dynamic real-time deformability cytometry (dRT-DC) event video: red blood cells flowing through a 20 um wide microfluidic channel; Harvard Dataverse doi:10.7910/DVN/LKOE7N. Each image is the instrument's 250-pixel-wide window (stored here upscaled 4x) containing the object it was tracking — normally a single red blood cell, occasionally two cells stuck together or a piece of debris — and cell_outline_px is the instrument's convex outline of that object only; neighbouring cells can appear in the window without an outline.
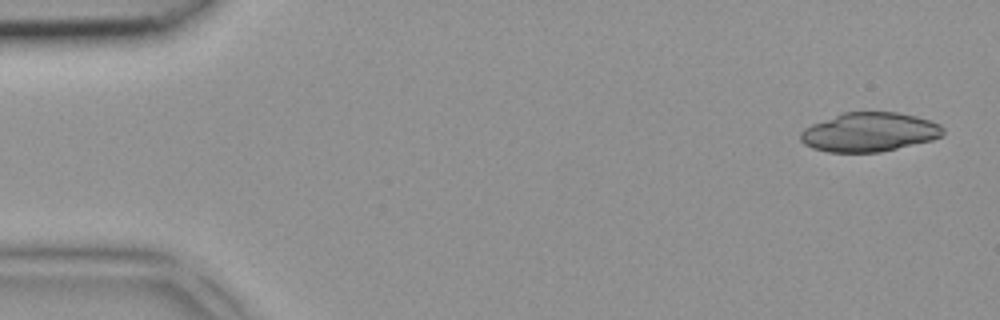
{"species": "common noctule bat (a hibernating species)", "species_latin": "Nyctalus noctula", "temperature_condition": "room temperature", "stored_images_in_passage": 5, "segment_of_instrument_passage": [2, 2], "camera_frame_rate_fps": 3000, "um_per_image_px": 0.085, "animal": {"sex": "female", "body_mass_g": 18.4}, "frame": {"image": 1, "passage_image": 5, "time_ms": 1.333, "image_size_px": [1000, 320], "cell_outline_px": [[944, 136], [932, 140], [880, 152], [828, 152], [812, 148], [804, 144], [800, 140], [800, 132], [804, 128], [812, 124], [844, 112], [896, 112], [916, 116], [932, 120], [940, 124], [944, 128]], "centroid_in_image_um": [73.92, 11.23], "position_along_channel_um": 11.1, "area_um2": 32.6}}